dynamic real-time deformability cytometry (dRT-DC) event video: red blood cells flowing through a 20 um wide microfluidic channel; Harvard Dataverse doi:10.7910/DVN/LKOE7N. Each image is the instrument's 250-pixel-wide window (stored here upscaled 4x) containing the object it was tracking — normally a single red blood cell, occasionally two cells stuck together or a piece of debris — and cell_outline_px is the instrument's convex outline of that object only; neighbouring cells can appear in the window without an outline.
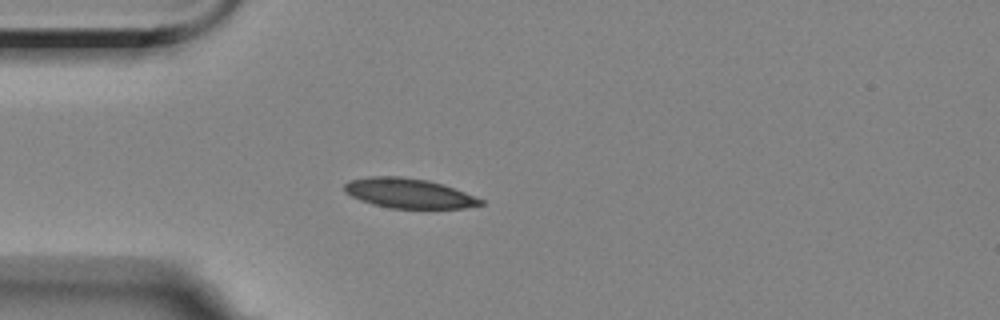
{"species": "Egyptian fruit bat (a non-hibernating species)", "species_latin": "Rousettus aegyptiacus", "temperature_condition": "room temperature", "stored_images_in_passage": 4, "camera_frame_rate_fps": 3000, "um_per_image_px": 0.085, "animal": {"sex": "female"}, "frame": {"image": 1, "passage_image": 4, "time_ms": 3.333, "image_size_px": [1000, 320], "cell_outline_px": [[484, 204], [464, 208], [388, 208], [372, 204], [360, 200], [344, 192], [344, 184], [352, 180], [368, 176], [400, 176], [428, 180], [464, 192], [484, 200]], "centroid_in_image_um": [34.72, 16.43], "position_along_channel_um": 50.3, "area_um2": 23.47}}